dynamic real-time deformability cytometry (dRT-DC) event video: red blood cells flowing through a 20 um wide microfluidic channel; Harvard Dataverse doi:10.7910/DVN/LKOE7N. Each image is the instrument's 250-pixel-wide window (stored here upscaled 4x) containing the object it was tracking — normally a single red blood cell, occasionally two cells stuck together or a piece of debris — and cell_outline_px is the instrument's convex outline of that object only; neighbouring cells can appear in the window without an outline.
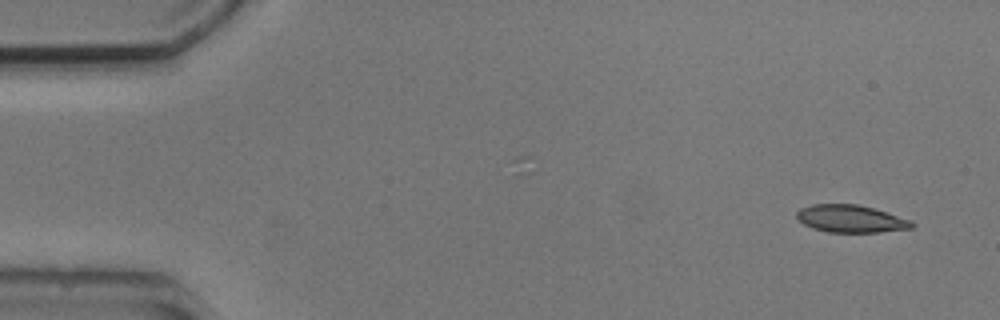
{"species": "common noctule bat (a hibernating species)", "species_latin": "Nyctalus noctula", "temperature_condition": "cold", "stored_images_in_passage": 3, "camera_frame_rate_fps": 3000, "um_per_image_px": 0.085, "animal": {"sex": "male", "body_mass_g": 20.5, "forearm_length_mm": 52.5}, "frame": {"image": 1, "passage_image": 3, "time_ms": 2.333, "image_size_px": [1000, 320], "cell_outline_px": [[916, 224], [912, 228], [880, 232], [828, 232], [812, 228], [804, 224], [796, 216], [796, 212], [800, 208], [812, 204], [860, 204], [912, 220]], "centroid_in_image_um": [72.33, 18.59], "position_along_channel_um": 12.7, "area_um2": 18.5}}